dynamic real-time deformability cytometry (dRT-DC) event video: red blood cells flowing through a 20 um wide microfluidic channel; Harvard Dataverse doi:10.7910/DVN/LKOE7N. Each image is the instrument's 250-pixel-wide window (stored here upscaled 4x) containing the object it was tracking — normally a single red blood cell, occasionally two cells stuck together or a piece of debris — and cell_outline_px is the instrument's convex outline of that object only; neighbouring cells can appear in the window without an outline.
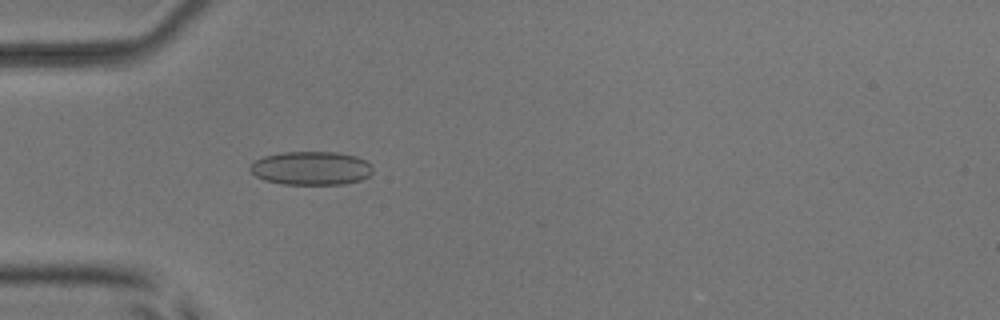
{"species": "common noctule bat (a hibernating species)", "species_latin": "Nyctalus noctula", "temperature_condition": "room temperature", "stored_images_in_passage": 49, "camera_frame_rate_fps": 3000, "um_per_image_px": 0.085, "animal": {"sex": "male", "body_mass_g": 17.9, "forearm_length_mm": 54.2}, "frame": {"image": 1, "passage_image": 17, "time_ms": 5.333, "image_size_px": [1000, 320], "cell_outline_px": [[372, 172], [368, 176], [360, 180], [344, 184], [280, 184], [264, 180], [256, 176], [248, 168], [256, 160], [264, 156], [284, 152], [340, 152], [356, 156], [372, 164]], "centroid_in_image_um": [26.45, 14.29], "position_along_channel_um": 58.5, "area_um2": 24.04}}
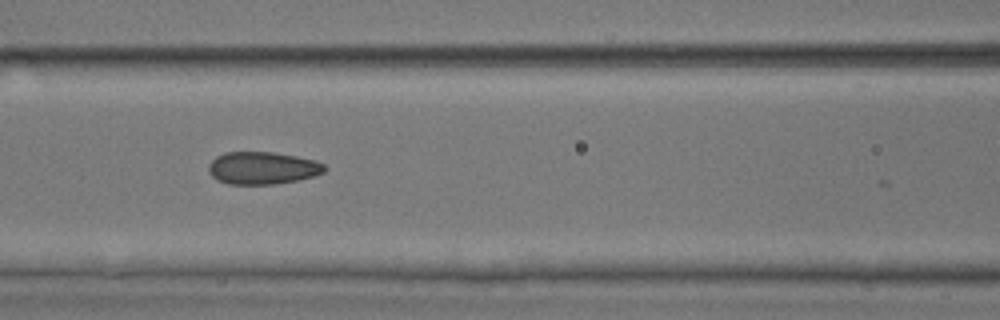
{"frame": {"image": 2, "passage_image": 24, "time_ms": 7.667, "image_size_px": [1000, 320], "cell_outline_px": [[328, 168], [324, 172], [312, 176], [296, 180], [272, 184], [228, 184], [216, 180], [208, 172], [208, 164], [216, 156], [224, 152], [272, 152], [296, 156], [316, 160], [324, 164]], "centroid_in_image_um": [22.29, 14.27], "position_along_channel_um": 144.3, "area_um2": 22.02}}
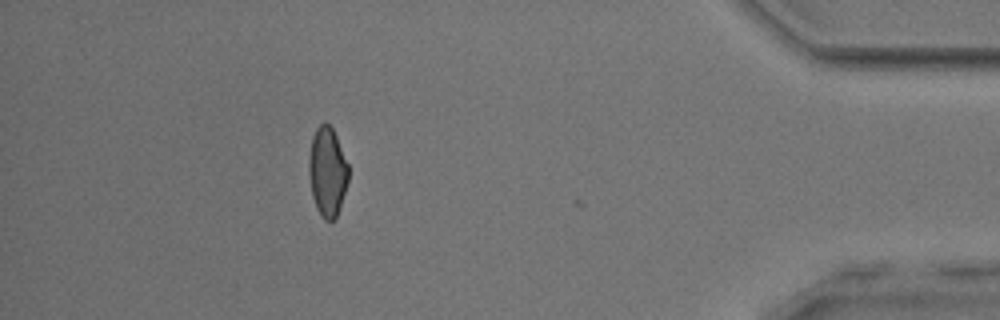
{"frame": {"image": 3, "passage_image": 48, "time_ms": 15.667, "image_size_px": [1000, 320], "cell_outline_px": [[348, 180], [340, 208], [336, 220], [324, 220], [320, 216], [316, 208], [312, 196], [308, 172], [308, 160], [312, 136], [316, 128], [324, 120], [332, 128], [336, 136], [348, 164]], "centroid_in_image_um": [27.81, 14.61], "position_along_channel_um": 407.4, "area_um2": 20.81}, "authors_computed_cell_mechanics": {"area_um2": 22.3686, "velocity_mm_per_s": 3.8994, "shape_relaxation_time_tau1_ms": null, "shape_relaxation_time_tau2_ms": 1.0538, "deformation_change_tau1": null, "deformation_change_tau2": 0.0621}}